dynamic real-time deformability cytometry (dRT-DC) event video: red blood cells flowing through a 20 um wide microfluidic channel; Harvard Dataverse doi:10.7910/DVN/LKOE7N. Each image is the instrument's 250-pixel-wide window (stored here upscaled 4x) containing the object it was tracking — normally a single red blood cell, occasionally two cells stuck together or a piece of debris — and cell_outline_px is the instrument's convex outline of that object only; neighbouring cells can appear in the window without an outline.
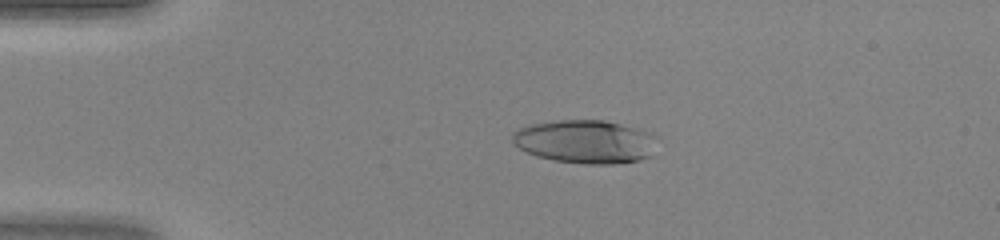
{"species": "human", "species_latin": "Homo sapiens", "temperature_condition": "warm", "stored_images_in_passage": 28, "camera_frame_rate_fps": 3000, "um_per_image_px": 0.085, "donor": {"sex": "female"}, "frame": {"image": 1, "passage_image": 4, "time_ms": 1.0, "image_size_px": [1000, 240], "cell_outline_px": [[660, 136], [648, 156], [640, 160], [616, 164], [584, 164], [552, 160], [536, 156], [512, 144], [512, 132], [528, 124], [556, 120], [604, 120], [652, 132]], "centroid_in_image_um": [49.75, 12.03], "position_along_channel_um": 35.3, "area_um2": 36.99}}
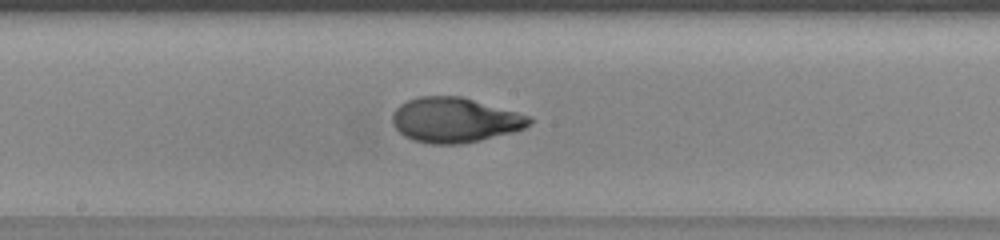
{"frame": {"image": 2, "passage_image": 19, "time_ms": 6.0, "image_size_px": [1000, 240], "cell_outline_px": [[532, 120], [524, 128], [512, 132], [480, 140], [460, 144], [432, 144], [412, 140], [404, 136], [392, 124], [392, 112], [400, 104], [408, 100], [420, 96], [460, 96], [532, 116]], "centroid_in_image_um": [38.63, 10.2], "position_along_channel_um": 209.6, "area_um2": 35.78}}
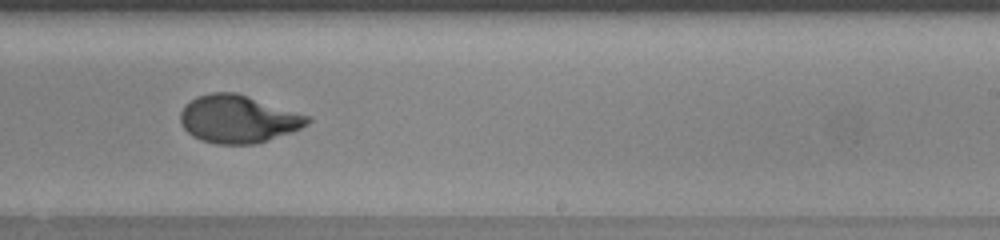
{"frame": {"image": 3, "passage_image": 23, "time_ms": 7.333, "image_size_px": [1000, 240], "cell_outline_px": [[312, 120], [308, 124], [292, 132], [268, 140], [252, 144], [216, 144], [200, 140], [192, 136], [180, 124], [180, 112], [196, 96], [212, 92], [236, 92], [312, 116]], "centroid_in_image_um": [20.26, 10.12], "position_along_channel_um": 268.7, "area_um2": 35.49}}